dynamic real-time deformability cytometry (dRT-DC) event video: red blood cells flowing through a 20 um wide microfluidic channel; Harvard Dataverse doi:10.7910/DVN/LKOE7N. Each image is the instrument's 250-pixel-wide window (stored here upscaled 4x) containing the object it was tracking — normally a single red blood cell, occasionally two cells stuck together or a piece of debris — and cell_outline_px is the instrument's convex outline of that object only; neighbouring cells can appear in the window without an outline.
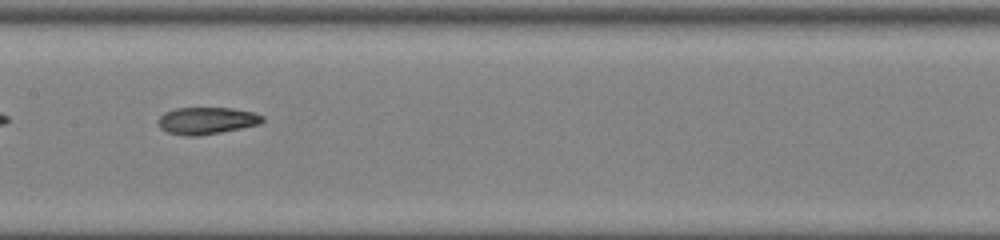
{"species": "common noctule bat (a hibernating species)", "species_latin": "Nyctalus noctula", "temperature_condition": "room temperature", "stored_images_in_passage": 33, "camera_frame_rate_fps": 3000, "um_per_image_px": 0.085, "animal": {"sex": "female", "body_mass_g": 22.0, "forearm_length_mm": 56.7}, "frame": {"image": 1, "passage_image": 10, "time_ms": 3.0, "image_size_px": [1000, 240], "cell_outline_px": [[264, 120], [260, 124], [220, 132], [196, 136], [188, 136], [168, 132], [160, 128], [160, 116], [164, 112], [176, 108], [232, 108], [252, 112], [264, 116]], "centroid_in_image_um": [17.59, 10.25], "position_along_channel_um": 189.8, "area_um2": 16.18}}
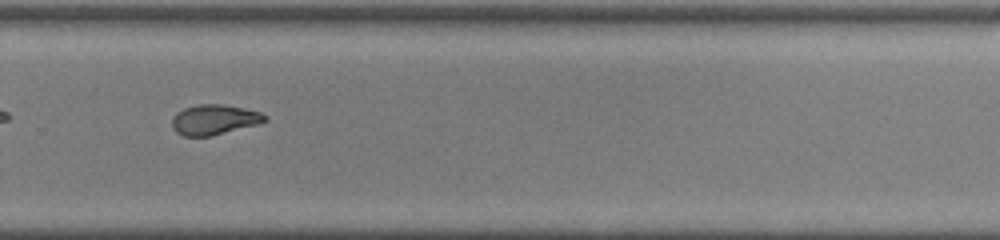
{"frame": {"image": 2, "passage_image": 19, "time_ms": 6.0, "image_size_px": [1000, 240], "cell_outline_px": [[268, 120], [260, 124], [208, 136], [184, 136], [176, 132], [172, 124], [172, 116], [176, 112], [184, 108], [200, 104], [224, 104], [244, 108], [260, 112], [268, 116]], "centroid_in_image_um": [18.23, 10.16], "position_along_channel_um": 311.6, "area_um2": 16.36}, "authors_computed_cell_mechanics": {"area_um2": 16.5308, "velocity_mm_per_s": 4.0753, "shape_relaxation_time_tau1_ms": 8.4204, "shape_relaxation_time_tau2_ms": 1.2856, "deformation_change_tau1": 0.2482, "deformation_change_tau2": 0.0647}}